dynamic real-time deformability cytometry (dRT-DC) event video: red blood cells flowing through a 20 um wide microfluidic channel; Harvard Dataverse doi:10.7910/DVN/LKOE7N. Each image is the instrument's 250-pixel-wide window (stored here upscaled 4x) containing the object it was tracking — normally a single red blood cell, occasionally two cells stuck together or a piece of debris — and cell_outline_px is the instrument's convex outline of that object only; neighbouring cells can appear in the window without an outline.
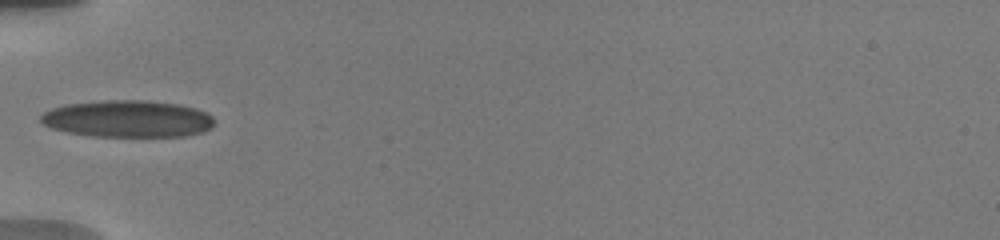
{"species": "human", "species_latin": "Homo sapiens", "temperature_condition": "warm", "stored_images_in_passage": 4, "camera_frame_rate_fps": 3000, "um_per_image_px": 0.085, "donor": {"sex": "male"}, "frame": {"image": 1, "passage_image": 1, "time_ms": 0.0, "image_size_px": [1000, 240], "cell_outline_px": [[212, 128], [204, 132], [184, 136], [92, 136], [68, 132], [52, 128], [44, 124], [40, 120], [40, 116], [44, 112], [52, 108], [64, 104], [104, 100], [144, 100], [180, 104], [196, 108], [208, 112], [212, 116]], "centroid_in_image_um": [10.87, 10.09], "position_along_channel_um": 74.1, "area_um2": 37.51}}
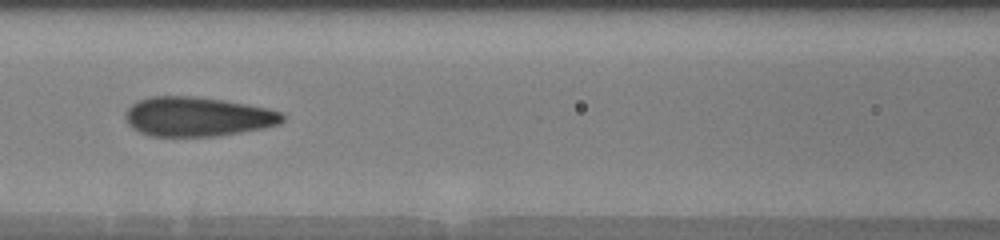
{"frame": {"image": 2, "passage_image": 3, "time_ms": 2.0, "image_size_px": [1000, 240], "cell_outline_px": [[284, 120], [280, 124], [264, 128], [220, 136], [152, 136], [140, 132], [132, 128], [124, 120], [124, 112], [136, 100], [148, 96], [196, 96], [224, 100], [248, 104], [268, 108], [280, 112], [284, 116]], "centroid_in_image_um": [16.76, 9.91], "position_along_channel_um": 149.8, "area_um2": 36.53}}